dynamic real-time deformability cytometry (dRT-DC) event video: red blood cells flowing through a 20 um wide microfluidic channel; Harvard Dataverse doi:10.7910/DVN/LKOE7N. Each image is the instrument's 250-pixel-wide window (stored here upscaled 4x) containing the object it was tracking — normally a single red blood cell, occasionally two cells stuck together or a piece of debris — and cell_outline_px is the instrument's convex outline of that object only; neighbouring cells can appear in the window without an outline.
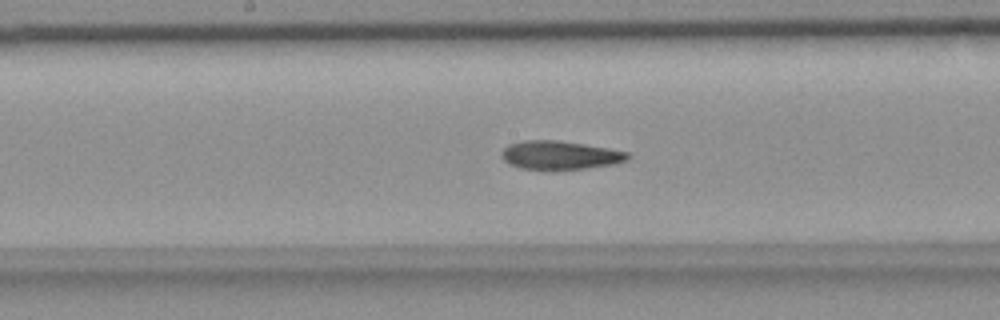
{"species": "common noctule bat (a hibernating species)", "species_latin": "Nyctalus noctula", "temperature_condition": "room temperature", "stored_images_in_passage": 44, "segment_of_instrument_passage": [1, 2], "camera_frame_rate_fps": 3000, "um_per_image_px": 0.085, "animal": {"sex": "female", "body_mass_g": 18.4}, "frame": {"image": 1, "passage_image": 16, "time_ms": 5.0, "image_size_px": [1000, 320], "cell_outline_px": [[632, 156], [628, 160], [616, 164], [556, 172], [548, 172], [520, 168], [508, 164], [500, 156], [500, 152], [508, 144], [524, 140], [560, 140], [608, 148], [628, 152]], "centroid_in_image_um": [47.57, 13.23], "position_along_channel_um": 200.6, "area_um2": 21.96}}
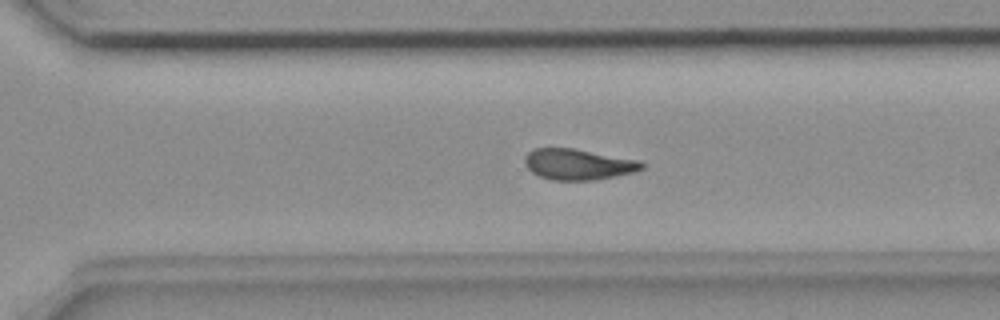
{"frame": {"image": 2, "passage_image": 26, "time_ms": 8.333, "image_size_px": [1000, 320], "cell_outline_px": [[644, 168], [636, 172], [592, 180], [552, 180], [540, 176], [532, 172], [524, 164], [524, 156], [532, 148], [572, 148], [640, 160], [644, 164]], "centroid_in_image_um": [49.13, 13.96], "position_along_channel_um": 321.5, "area_um2": 21.1}}
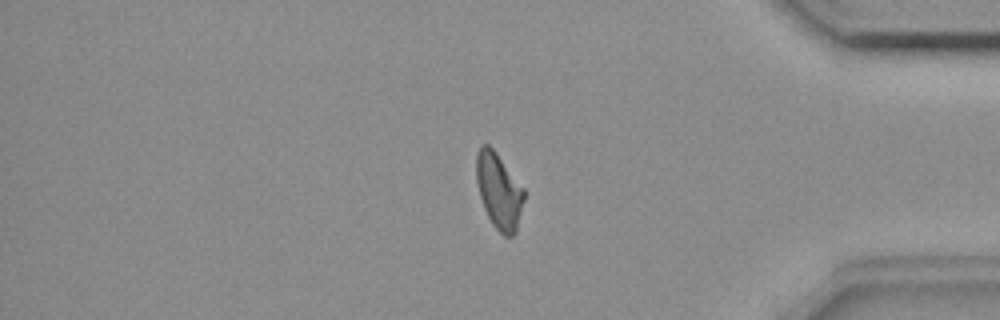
{"frame": {"image": 3, "passage_image": 34, "time_ms": 11.0, "image_size_px": [1000, 320], "cell_outline_px": [[524, 200], [516, 232], [512, 236], [504, 236], [492, 224], [484, 208], [480, 196], [476, 180], [476, 152], [484, 144], [488, 144], [496, 152], [524, 188]], "centroid_in_image_um": [42.41, 16.23], "position_along_channel_um": 392.8, "area_um2": 20.92}}